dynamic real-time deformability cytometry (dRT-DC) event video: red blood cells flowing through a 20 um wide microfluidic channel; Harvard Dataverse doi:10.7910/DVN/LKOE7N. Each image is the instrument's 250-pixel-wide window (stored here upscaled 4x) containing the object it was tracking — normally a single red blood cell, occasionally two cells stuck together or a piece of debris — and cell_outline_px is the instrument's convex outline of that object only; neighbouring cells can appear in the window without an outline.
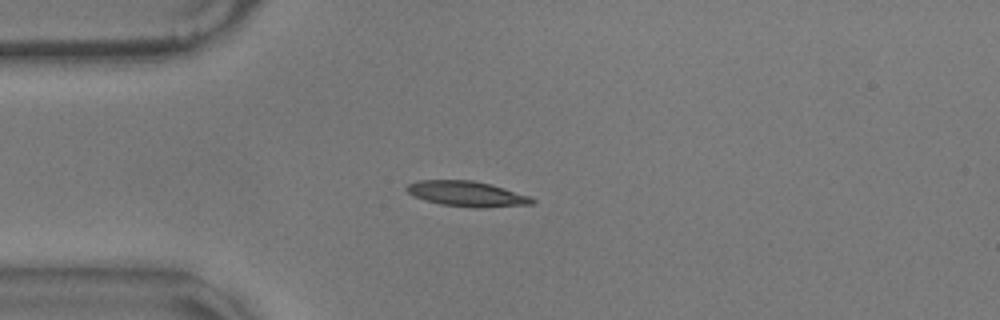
{"species": "common noctule bat (a hibernating species)", "species_latin": "Nyctalus noctula", "temperature_condition": "warm", "stored_images_in_passage": 11, "camera_frame_rate_fps": 3000, "um_per_image_px": 0.085, "animal": {"sex": "male", "body_mass_g": 17.9}, "frame": {"image": 1, "passage_image": 1, "time_ms": 0.0, "image_size_px": [1000, 320], "cell_outline_px": [[536, 200], [532, 204], [484, 208], [476, 208], [440, 204], [416, 196], [408, 192], [404, 188], [408, 184], [420, 180], [472, 180], [492, 184], [528, 196]], "centroid_in_image_um": [39.7, 16.47], "position_along_channel_um": 45.3, "area_um2": 18.32}}